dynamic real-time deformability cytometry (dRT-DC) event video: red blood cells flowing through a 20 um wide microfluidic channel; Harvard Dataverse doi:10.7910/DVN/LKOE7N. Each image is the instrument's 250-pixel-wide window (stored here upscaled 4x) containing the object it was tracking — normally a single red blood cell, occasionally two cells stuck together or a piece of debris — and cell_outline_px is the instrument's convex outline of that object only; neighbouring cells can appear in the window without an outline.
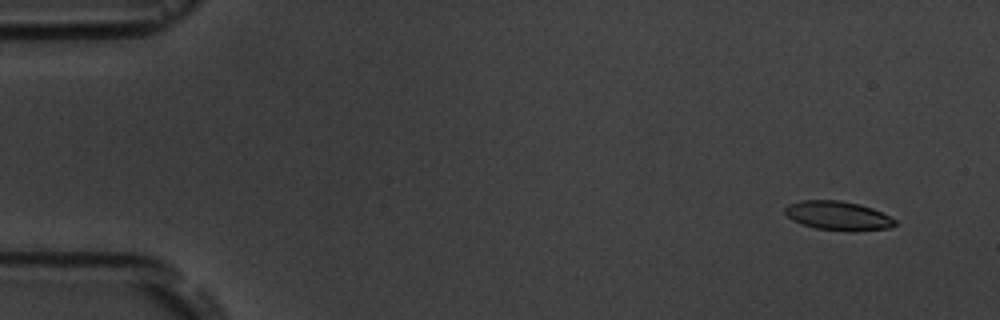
{"species": "common noctule bat (a hibernating species)", "species_latin": "Nyctalus noctula", "temperature_condition": "room temperature", "stored_images_in_passage": 6, "camera_frame_rate_fps": 3000, "um_per_image_px": 0.085, "animal": {"sex": "male", "body_mass_g": 19.5, "forearm_length_mm": 54.6}, "frame": {"image": 1, "passage_image": 1, "time_ms": 0.0, "image_size_px": [1000, 320], "cell_outline_px": [[896, 224], [888, 228], [852, 232], [848, 232], [816, 228], [800, 224], [792, 220], [784, 212], [784, 208], [788, 204], [800, 200], [840, 200], [860, 204], [872, 208], [896, 220]], "centroid_in_image_um": [71.2, 18.34], "position_along_channel_um": 13.8, "area_um2": 18.79}}
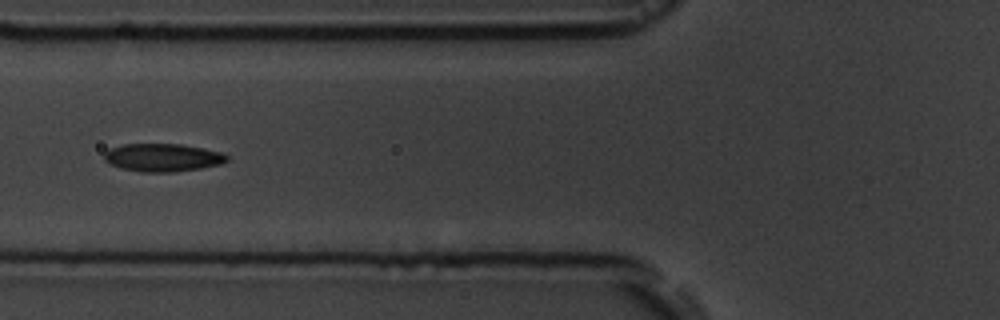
{"frame": {"image": 2, "passage_image": 6, "time_ms": 6.0, "image_size_px": [1000, 320], "cell_outline_px": [[228, 160], [220, 164], [200, 168], [172, 172], [140, 172], [120, 168], [108, 164], [104, 160], [104, 152], [108, 148], [124, 144], [180, 144], [204, 148], [224, 152], [228, 156]], "centroid_in_image_um": [13.8, 13.39], "position_along_channel_um": 112.0, "area_um2": 20.23}}